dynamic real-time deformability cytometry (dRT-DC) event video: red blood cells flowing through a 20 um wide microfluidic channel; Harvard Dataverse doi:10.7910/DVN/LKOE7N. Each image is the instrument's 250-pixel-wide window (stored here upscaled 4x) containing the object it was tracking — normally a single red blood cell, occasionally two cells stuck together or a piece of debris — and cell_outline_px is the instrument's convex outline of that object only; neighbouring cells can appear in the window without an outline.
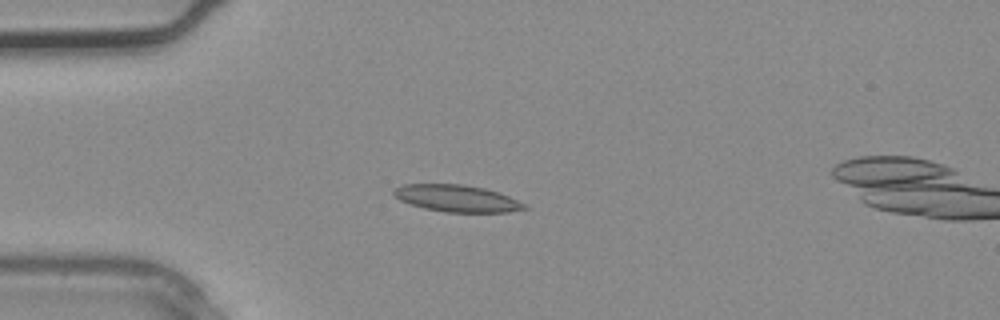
{"species": "common noctule bat (a hibernating species)", "species_latin": "Nyctalus noctula", "temperature_condition": "warm", "stored_images_in_passage": 3, "camera_frame_rate_fps": 3000, "um_per_image_px": 0.085, "animal": {"sex": "male", "body_mass_g": 20.4}, "frame": {"image": 1, "passage_image": 3, "time_ms": 0.667, "image_size_px": [1000, 320], "cell_outline_px": [[528, 208], [508, 212], [444, 212], [424, 208], [400, 200], [392, 192], [396, 188], [404, 184], [464, 184], [484, 188], [508, 196], [528, 204]], "centroid_in_image_um": [38.87, 16.86], "position_along_channel_um": 46.1, "area_um2": 20.35}}